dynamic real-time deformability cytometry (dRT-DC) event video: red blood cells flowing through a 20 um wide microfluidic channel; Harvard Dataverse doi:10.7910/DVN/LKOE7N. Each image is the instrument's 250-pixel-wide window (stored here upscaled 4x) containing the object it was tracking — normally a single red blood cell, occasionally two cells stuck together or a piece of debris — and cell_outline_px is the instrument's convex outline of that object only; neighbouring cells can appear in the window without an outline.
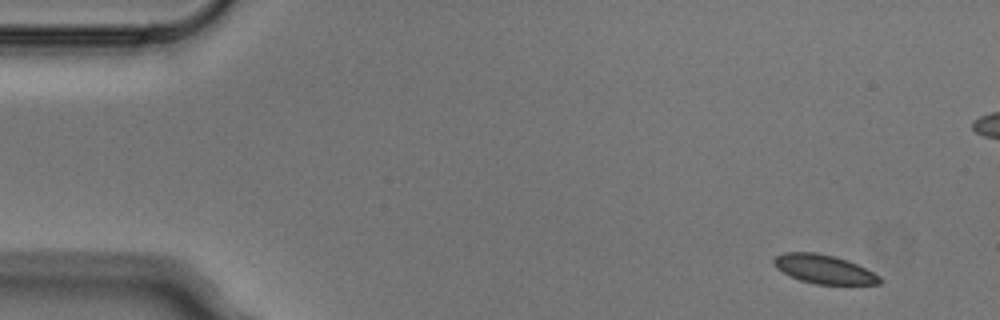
{"species": "Egyptian fruit bat (a non-hibernating species)", "species_latin": "Rousettus aegyptiacus", "temperature_condition": "cold", "stored_images_in_passage": 5, "camera_frame_rate_fps": 3000, "um_per_image_px": 0.085, "animal": {"sex": "male"}, "frame": {"image": 1, "passage_image": 1, "time_ms": 0.0, "image_size_px": [1000, 320], "cell_outline_px": [[884, 280], [880, 284], [816, 284], [800, 280], [776, 268], [772, 264], [772, 260], [776, 256], [784, 252], [816, 252], [848, 260], [880, 276]], "centroid_in_image_um": [70.03, 22.87], "position_along_channel_um": 15.0, "area_um2": 17.69}}
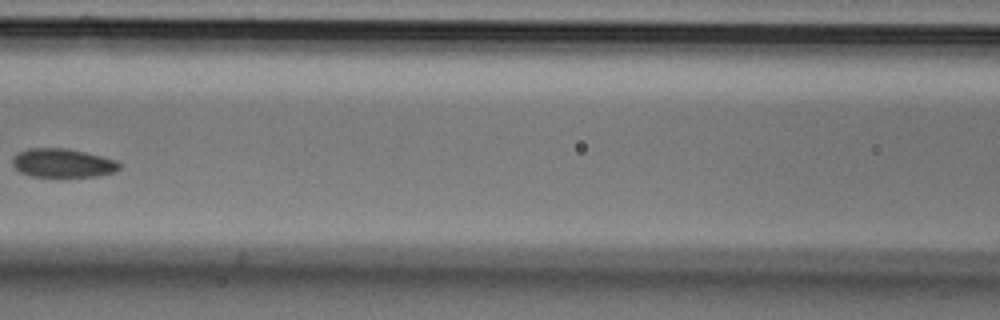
{"frame": {"image": 2, "passage_image": 4, "time_ms": 1.0, "image_size_px": [1000, 320], "cell_outline_px": [[120, 168], [112, 172], [96, 176], [32, 176], [20, 172], [12, 164], [12, 160], [16, 152], [28, 148], [64, 148], [84, 152], [116, 160], [120, 164]], "centroid_in_image_um": [5.28, 13.84], "position_along_channel_um": 161.3, "area_um2": 17.69}}
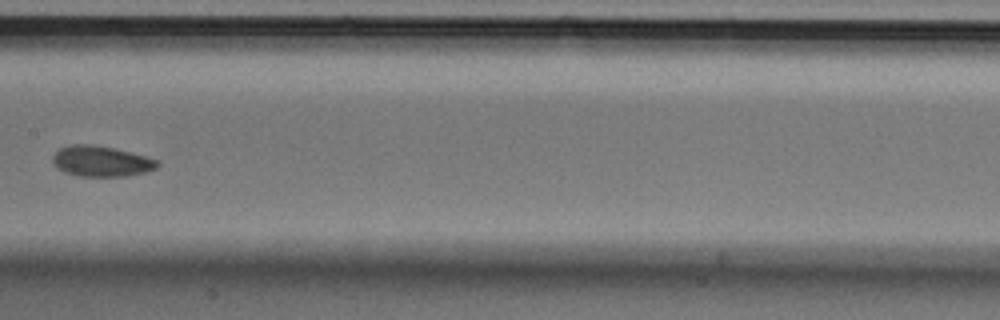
{"frame": {"image": 3, "passage_image": 5, "time_ms": 1.333, "image_size_px": [1000, 320], "cell_outline_px": [[160, 164], [156, 168], [148, 172], [124, 176], [80, 176], [64, 172], [56, 168], [52, 164], [52, 156], [60, 148], [72, 144], [92, 144], [112, 148], [148, 156], [160, 160]], "centroid_in_image_um": [8.62, 13.71], "position_along_channel_um": 198.8, "area_um2": 18.9}}